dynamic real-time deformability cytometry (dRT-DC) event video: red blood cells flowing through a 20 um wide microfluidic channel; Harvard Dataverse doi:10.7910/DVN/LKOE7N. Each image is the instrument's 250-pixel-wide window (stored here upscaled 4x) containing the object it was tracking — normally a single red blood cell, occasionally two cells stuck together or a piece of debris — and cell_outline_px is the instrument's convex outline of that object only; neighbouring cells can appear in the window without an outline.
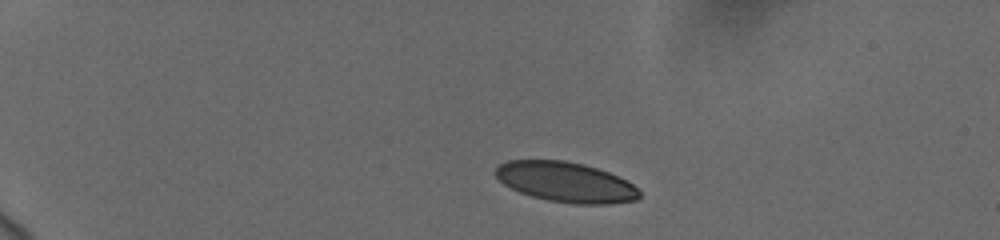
{"species": "human", "species_latin": "Homo sapiens", "temperature_condition": "cold", "stored_images_in_passage": 45, "camera_frame_rate_fps": 3000, "um_per_image_px": 0.085, "donor": {"sex": "female"}, "frame": {"image": 1, "passage_image": 1, "time_ms": 0.0, "image_size_px": [1000, 240], "cell_outline_px": [[640, 196], [636, 200], [612, 204], [576, 204], [548, 200], [532, 196], [520, 192], [504, 184], [492, 172], [500, 164], [508, 160], [564, 160], [584, 164], [608, 172], [632, 184], [640, 192]], "centroid_in_image_um": [48.07, 15.47], "position_along_channel_um": 36.9, "area_um2": 33.47}}
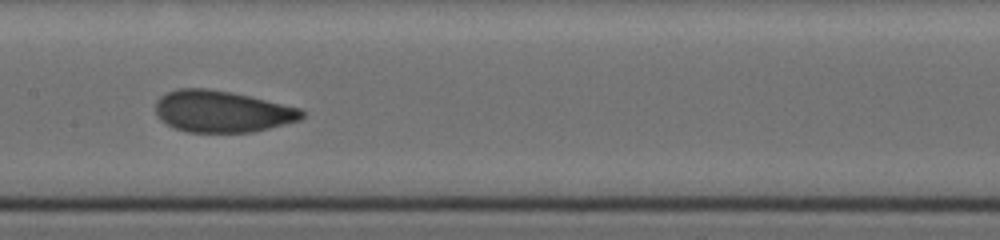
{"frame": {"image": 2, "passage_image": 20, "time_ms": 6.333, "image_size_px": [1000, 240], "cell_outline_px": [[304, 116], [300, 120], [252, 132], [188, 132], [176, 128], [160, 120], [156, 112], [156, 100], [160, 96], [176, 88], [208, 88], [232, 92], [300, 108], [304, 112]], "centroid_in_image_um": [18.85, 9.46], "position_along_channel_um": 188.5, "area_um2": 35.37}}
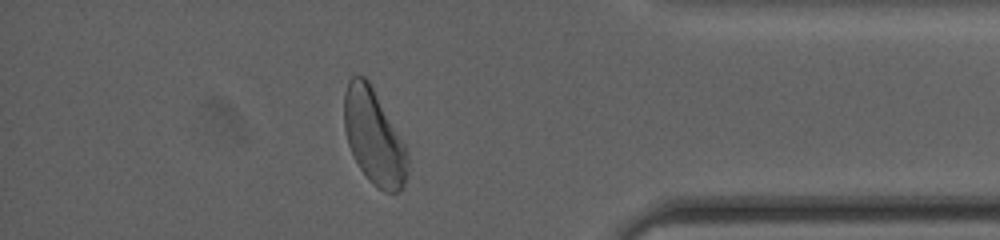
{"frame": {"image": 3, "passage_image": 39, "time_ms": 12.667, "image_size_px": [1000, 240], "cell_outline_px": [[408, 172], [404, 184], [400, 192], [384, 192], [368, 180], [360, 168], [348, 144], [344, 128], [344, 92], [348, 80], [352, 76], [364, 76], [368, 80], [404, 144], [408, 156]], "centroid_in_image_um": [31.77, 11.66], "position_along_channel_um": 403.4, "area_um2": 34.74}, "authors_computed_cell_mechanics": {"area_um2": 35.3736, "velocity_mm_per_s": 3.6909, "shape_relaxation_time_tau1_ms": 4.6782, "shape_relaxation_time_tau2_ms": 0.8314, "deformation_change_tau1": 0.1202, "deformation_change_tau2": 0.0648}}